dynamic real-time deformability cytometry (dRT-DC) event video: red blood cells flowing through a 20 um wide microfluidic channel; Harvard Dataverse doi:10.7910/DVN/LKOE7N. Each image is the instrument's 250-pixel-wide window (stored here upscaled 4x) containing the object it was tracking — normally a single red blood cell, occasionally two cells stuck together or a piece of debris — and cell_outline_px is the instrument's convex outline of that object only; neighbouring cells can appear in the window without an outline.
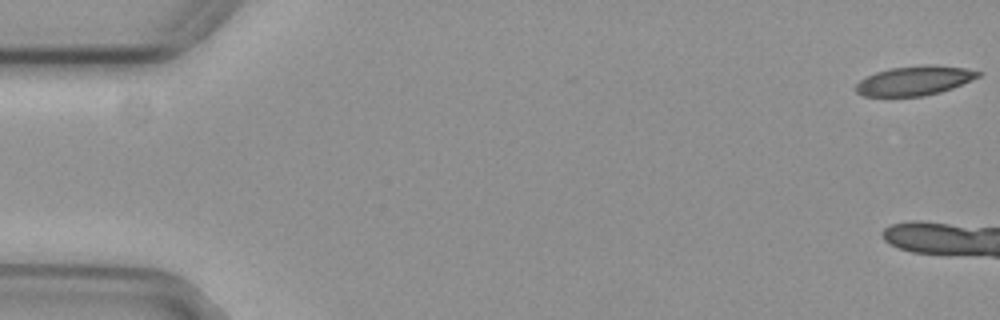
{"species": "common noctule bat (a hibernating species)", "species_latin": "Nyctalus noctula", "temperature_condition": "cold", "stored_images_in_passage": 5, "camera_frame_rate_fps": 3000, "um_per_image_px": 0.085, "animal": {"sex": "female", "body_mass_g": 29.2, "forearm_length_mm": 56.3}, "frame": {"image": 1, "passage_image": 1, "time_ms": 0.0, "image_size_px": [1000, 320], "cell_outline_px": [[980, 76], [952, 88], [940, 92], [924, 96], [864, 96], [856, 92], [856, 84], [860, 80], [876, 72], [888, 68], [924, 64], [936, 64], [964, 68], [980, 72]], "centroid_in_image_um": [77.72, 6.84], "position_along_channel_um": 7.3, "area_um2": 20.92}}